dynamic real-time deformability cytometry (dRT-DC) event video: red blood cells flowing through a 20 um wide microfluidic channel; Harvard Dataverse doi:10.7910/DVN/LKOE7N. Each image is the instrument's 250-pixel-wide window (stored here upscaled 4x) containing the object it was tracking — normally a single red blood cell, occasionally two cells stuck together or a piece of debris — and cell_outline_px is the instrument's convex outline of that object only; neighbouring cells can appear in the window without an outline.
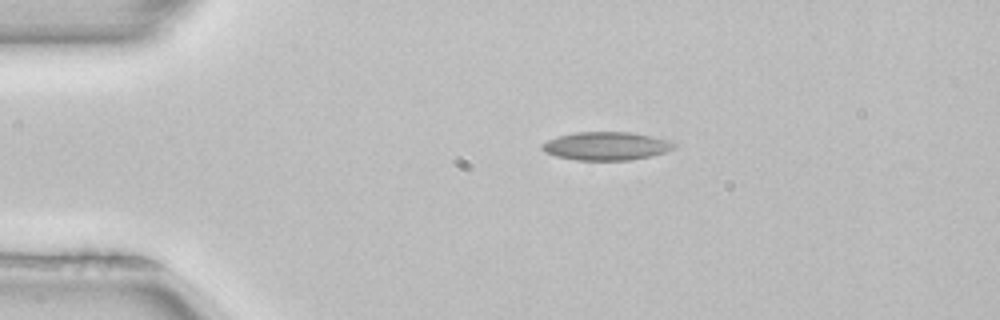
{"species": "common noctule bat (a hibernating species)", "species_latin": "Nyctalus noctula", "temperature_condition": "room temperature", "stored_images_in_passage": 42, "camera_frame_rate_fps": 3000, "um_per_image_px": 0.085, "animal": {"sex": "female", "body_mass_g": 22.7, "forearm_length_mm": 54.2}, "frame": {"image": 1, "passage_image": 1, "time_ms": 0.0, "image_size_px": [1000, 320], "cell_outline_px": [[676, 148], [652, 156], [628, 160], [576, 160], [556, 156], [544, 152], [540, 148], [540, 144], [556, 136], [576, 132], [632, 132], [652, 136], [668, 140], [676, 144]], "centroid_in_image_um": [51.51, 12.41], "position_along_channel_um": 33.5, "area_um2": 21.91}}
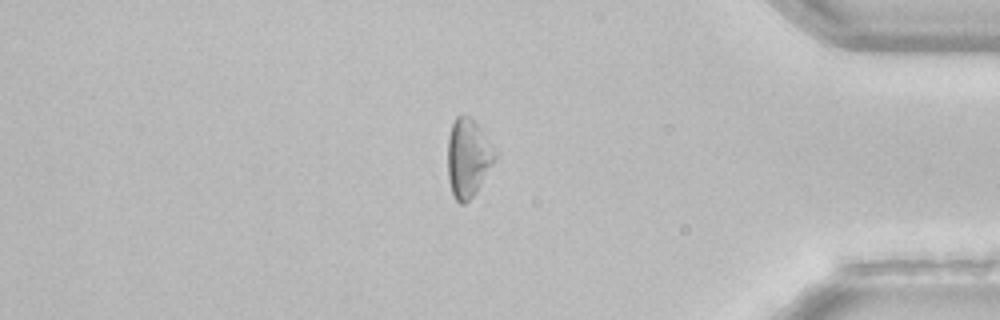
{"frame": {"image": 2, "passage_image": 34, "time_ms": 11.0, "image_size_px": [1000, 320], "cell_outline_px": [[500, 156], [472, 196], [464, 204], [460, 204], [452, 196], [448, 180], [448, 136], [452, 124], [456, 116], [472, 116], [496, 148]], "centroid_in_image_um": [39.82, 13.4], "position_along_channel_um": 395.4, "area_um2": 22.14}}
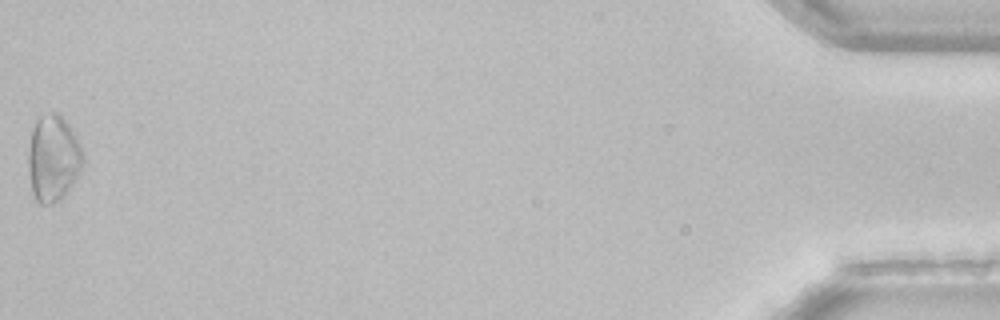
{"frame": {"image": 3, "passage_image": 42, "time_ms": 13.667, "image_size_px": [1000, 320], "cell_outline_px": [[84, 160], [72, 184], [52, 204], [40, 204], [36, 200], [32, 192], [28, 168], [28, 152], [32, 128], [36, 120], [40, 116], [52, 112], [56, 112], [68, 124], [76, 136], [84, 152]], "centroid_in_image_um": [4.5, 13.42], "position_along_channel_um": 430.7, "area_um2": 27.11}, "authors_computed_cell_mechanics": {"area_um2": 20.6057, "velocity_mm_per_s": 3.9736, "shape_relaxation_time_tau1_ms": null, "shape_relaxation_time_tau2_ms": 10.0633, "deformation_change_tau1": null, "deformation_change_tau2": 0.2148}}